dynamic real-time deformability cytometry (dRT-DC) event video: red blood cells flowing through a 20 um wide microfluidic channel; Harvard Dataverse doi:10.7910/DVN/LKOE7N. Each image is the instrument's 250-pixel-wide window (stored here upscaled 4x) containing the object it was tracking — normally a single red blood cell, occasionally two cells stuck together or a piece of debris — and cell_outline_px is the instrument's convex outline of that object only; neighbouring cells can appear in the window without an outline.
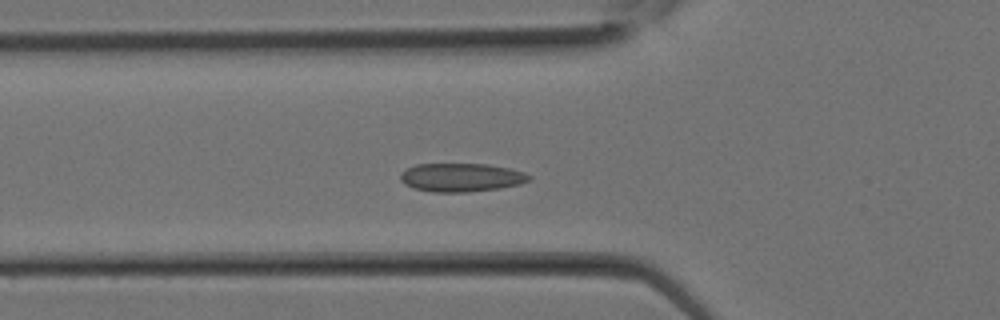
{"species": "Egyptian fruit bat (a non-hibernating species)", "species_latin": "Rousettus aegyptiacus", "temperature_condition": "room temperature", "stored_images_in_passage": 19, "camera_frame_rate_fps": 3000, "um_per_image_px": 0.085, "animal": {"sex": "female"}, "frame": {"image": 1, "passage_image": 10, "time_ms": 3.0, "image_size_px": [1000, 320], "cell_outline_px": [[532, 180], [520, 184], [500, 188], [468, 192], [432, 192], [416, 188], [404, 184], [400, 180], [400, 176], [408, 168], [416, 164], [488, 164], [508, 168], [524, 172], [532, 176]], "centroid_in_image_um": [39.25, 15.08], "position_along_channel_um": 86.5, "area_um2": 21.33}}
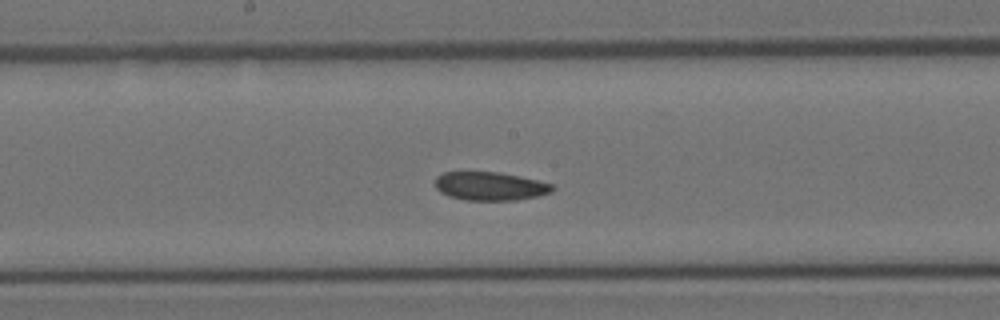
{"frame": {"image": 2, "passage_image": 15, "time_ms": 4.667, "image_size_px": [1000, 320], "cell_outline_px": [[556, 188], [552, 192], [536, 196], [516, 200], [464, 200], [448, 196], [440, 192], [436, 188], [436, 176], [444, 172], [500, 172], [520, 176], [556, 184]], "centroid_in_image_um": [41.69, 15.82], "position_along_channel_um": 206.5, "area_um2": 19.65}}
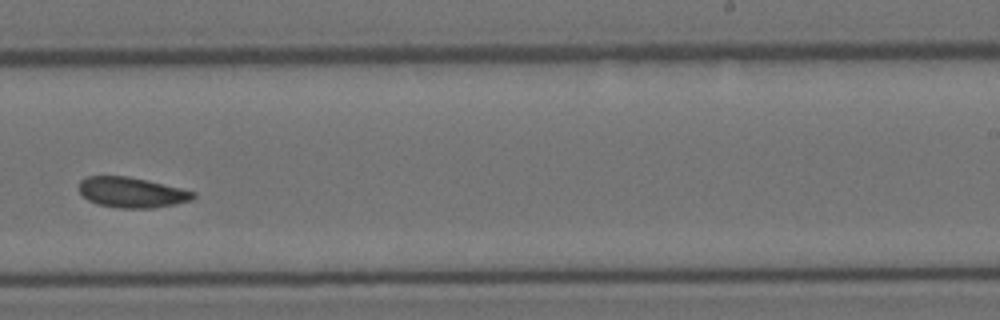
{"frame": {"image": 3, "passage_image": 18, "time_ms": 5.667, "image_size_px": [1000, 320], "cell_outline_px": [[196, 196], [192, 200], [176, 204], [152, 208], [116, 208], [100, 204], [88, 200], [76, 188], [76, 184], [80, 180], [88, 176], [128, 176], [180, 188], [196, 192]], "centroid_in_image_um": [11.16, 16.35], "position_along_channel_um": 277.8, "area_um2": 20.29}}